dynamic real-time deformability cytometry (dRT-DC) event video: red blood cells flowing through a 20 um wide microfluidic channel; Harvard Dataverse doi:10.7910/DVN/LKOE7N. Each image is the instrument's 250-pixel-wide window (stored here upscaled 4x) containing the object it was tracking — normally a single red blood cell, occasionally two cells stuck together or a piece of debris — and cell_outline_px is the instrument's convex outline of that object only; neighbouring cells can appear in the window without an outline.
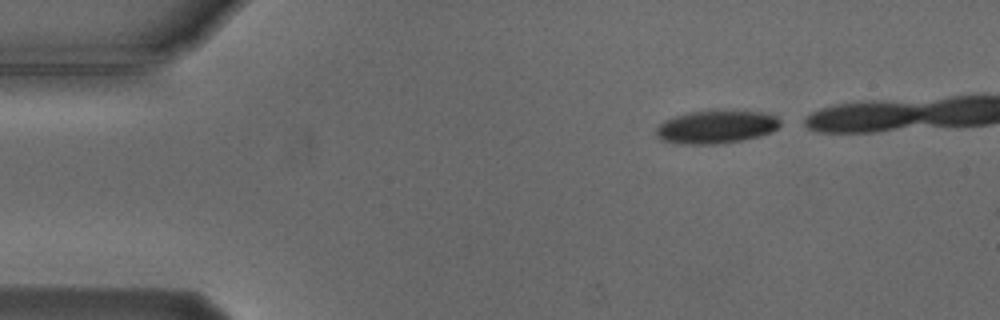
{"species": "Egyptian fruit bat (a non-hibernating species)", "species_latin": "Rousettus aegyptiacus", "temperature_condition": "cold", "stored_images_in_passage": 3, "camera_frame_rate_fps": 3000, "um_per_image_px": 0.085, "animal": {"sex": "male"}, "frame": {"image": 1, "passage_image": 1, "time_ms": 0.0, "image_size_px": [1000, 320], "cell_outline_px": [[780, 124], [772, 132], [740, 140], [716, 144], [680, 144], [660, 140], [656, 136], [656, 128], [660, 124], [676, 116], [692, 112], [760, 112], [776, 116], [780, 120]], "centroid_in_image_um": [60.84, 10.82], "position_along_channel_um": 24.2, "area_um2": 23.12}}